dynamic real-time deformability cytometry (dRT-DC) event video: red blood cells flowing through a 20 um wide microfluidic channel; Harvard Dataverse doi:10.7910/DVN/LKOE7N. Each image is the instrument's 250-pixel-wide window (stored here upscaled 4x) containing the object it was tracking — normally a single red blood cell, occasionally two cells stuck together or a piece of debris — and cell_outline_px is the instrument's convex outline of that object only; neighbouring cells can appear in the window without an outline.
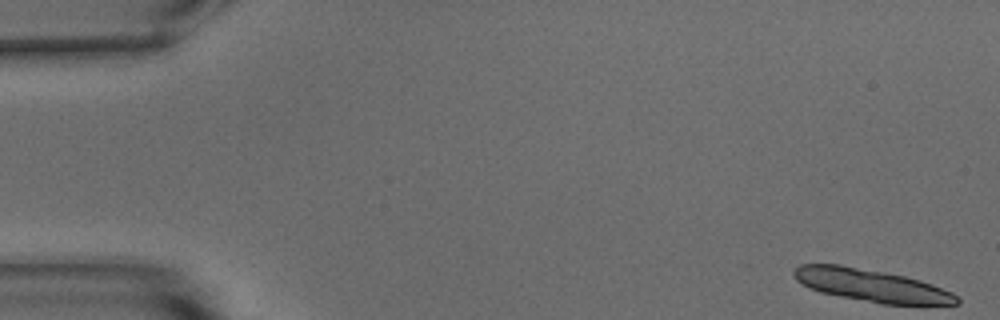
{"species": "common noctule bat (a hibernating species)", "species_latin": "Nyctalus noctula", "temperature_condition": "warm", "stored_images_in_passage": 13, "camera_frame_rate_fps": 3000, "um_per_image_px": 0.085, "animal": {"sex": "male", "body_mass_g": 15.6}, "frame": {"image": 1, "passage_image": 1, "time_ms": 0.0, "image_size_px": [1000, 320], "cell_outline_px": [[960, 304], [880, 304], [820, 292], [796, 280], [792, 272], [800, 264], [840, 264], [884, 272], [904, 276], [920, 280], [932, 284], [952, 292], [960, 300]], "centroid_in_image_um": [74.07, 24.25], "position_along_channel_um": 10.9, "area_um2": 30.58}}